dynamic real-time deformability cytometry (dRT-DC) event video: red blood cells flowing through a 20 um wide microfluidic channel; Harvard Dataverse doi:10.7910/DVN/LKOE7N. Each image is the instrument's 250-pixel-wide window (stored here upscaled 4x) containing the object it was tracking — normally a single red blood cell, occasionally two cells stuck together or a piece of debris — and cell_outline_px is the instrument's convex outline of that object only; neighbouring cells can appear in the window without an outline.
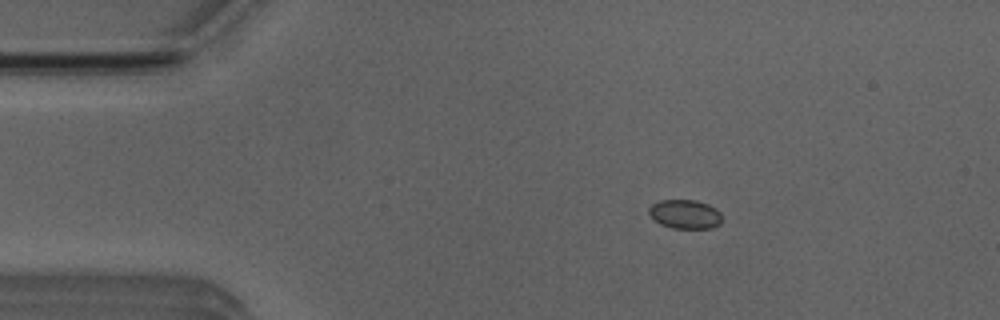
{"species": "Egyptian fruit bat (a non-hibernating species)", "species_latin": "Rousettus aegyptiacus", "temperature_condition": "room temperature", "stored_images_in_passage": 6, "camera_frame_rate_fps": 3000, "um_per_image_px": 0.085, "animal": {"sex": "male"}, "frame": {"image": 1, "passage_image": 2, "time_ms": 2.0, "image_size_px": [1000, 320], "cell_outline_px": [[720, 224], [712, 228], [672, 228], [660, 224], [648, 212], [648, 208], [652, 204], [660, 200], [696, 200], [708, 204], [716, 208], [720, 212]], "centroid_in_image_um": [58.23, 18.2], "position_along_channel_um": 26.8, "area_um2": 12.31}}